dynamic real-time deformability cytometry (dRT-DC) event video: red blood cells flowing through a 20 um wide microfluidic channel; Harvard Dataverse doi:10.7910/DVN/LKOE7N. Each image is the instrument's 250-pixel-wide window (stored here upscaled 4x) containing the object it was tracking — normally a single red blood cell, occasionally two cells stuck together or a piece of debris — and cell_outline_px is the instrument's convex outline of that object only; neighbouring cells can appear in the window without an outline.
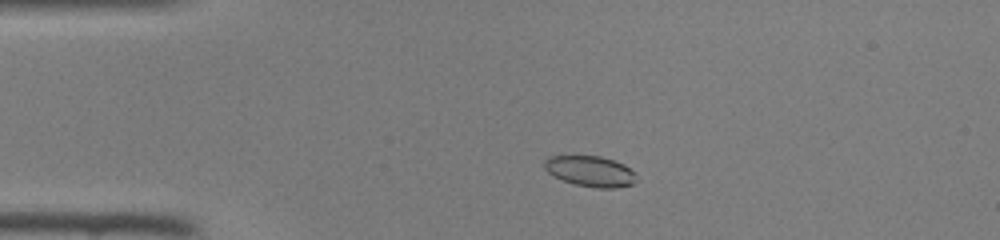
{"species": "common noctule bat (a hibernating species)", "species_latin": "Nyctalus noctula", "temperature_condition": "room temperature", "stored_images_in_passage": 40, "camera_frame_rate_fps": 3000, "um_per_image_px": 0.085, "animal": {"sex": "female", "body_mass_g": 22.0, "forearm_length_mm": 56.7}, "frame": {"image": 1, "passage_image": 3, "time_ms": 0.667, "image_size_px": [1000, 240], "cell_outline_px": [[636, 184], [616, 188], [596, 188], [576, 184], [564, 180], [548, 172], [544, 168], [544, 160], [548, 156], [600, 156], [624, 164], [636, 172]], "centroid_in_image_um": [50.23, 14.56], "position_along_channel_um": 34.8, "area_um2": 16.47}}
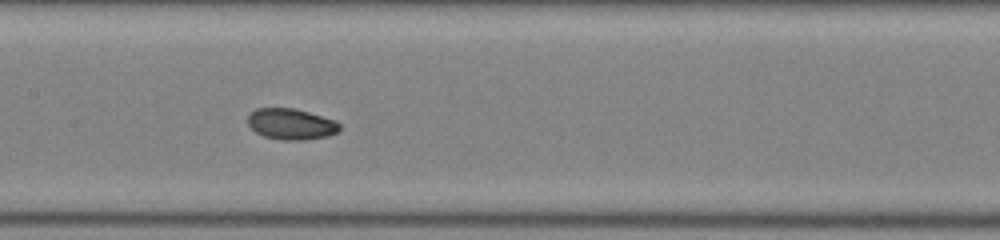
{"frame": {"image": 2, "passage_image": 16, "time_ms": 5.0, "image_size_px": [1000, 240], "cell_outline_px": [[340, 128], [336, 132], [328, 136], [308, 140], [280, 140], [264, 136], [256, 132], [248, 124], [248, 116], [256, 108], [292, 108], [308, 112], [336, 120], [340, 124]], "centroid_in_image_um": [24.76, 10.55], "position_along_channel_um": 182.6, "area_um2": 16.59}}
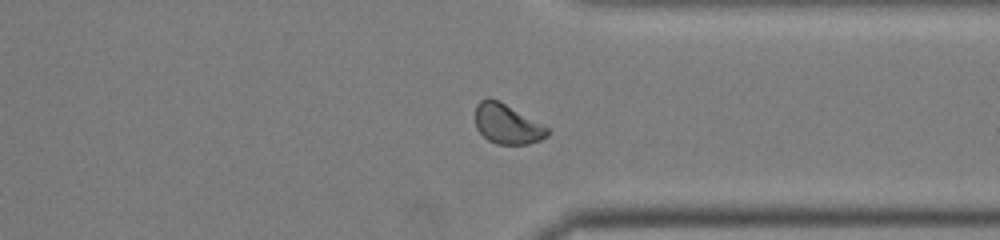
{"frame": {"image": 3, "passage_image": 29, "time_ms": 9.333, "image_size_px": [1000, 240], "cell_outline_px": [[548, 136], [540, 140], [528, 144], [496, 144], [488, 140], [476, 128], [476, 104], [480, 100], [488, 96], [500, 100], [548, 128]], "centroid_in_image_um": [43.08, 10.52], "position_along_channel_um": 368.3, "area_um2": 16.76}}